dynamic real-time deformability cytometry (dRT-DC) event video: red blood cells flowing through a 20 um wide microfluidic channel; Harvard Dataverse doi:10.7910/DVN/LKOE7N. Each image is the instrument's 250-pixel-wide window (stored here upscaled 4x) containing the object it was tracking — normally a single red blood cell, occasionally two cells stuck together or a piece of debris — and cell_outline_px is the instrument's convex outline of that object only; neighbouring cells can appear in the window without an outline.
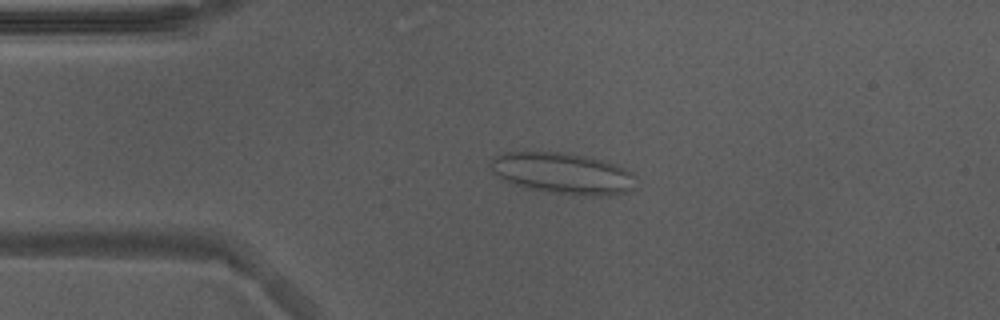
{"species": "Egyptian fruit bat (a non-hibernating species)", "species_latin": "Rousettus aegyptiacus", "temperature_condition": "warm", "stored_images_in_passage": 46, "camera_frame_rate_fps": 3000, "um_per_image_px": 0.085, "animal": {"sex": "male"}, "frame": {"image": 1, "passage_image": 5, "time_ms": 1.333, "image_size_px": [1000, 320], "cell_outline_px": [[636, 188], [628, 192], [612, 196], [588, 196], [548, 192], [524, 188], [492, 172], [488, 164], [500, 152], [560, 152], [604, 160], [616, 164], [636, 172]], "centroid_in_image_um": [47.93, 14.75], "position_along_channel_um": 37.1, "area_um2": 35.37}}
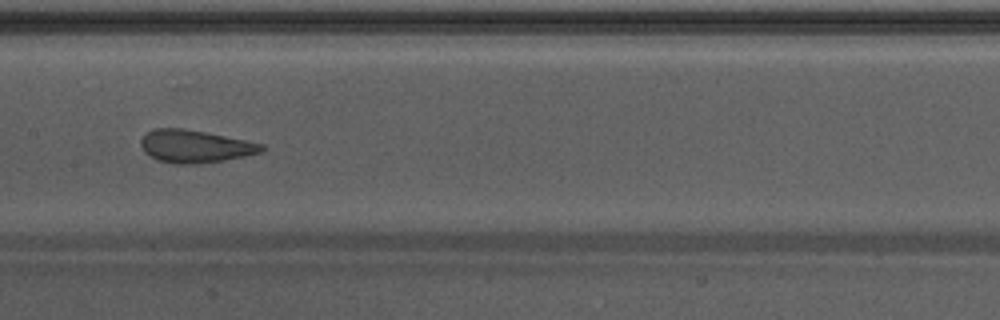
{"frame": {"image": 2, "passage_image": 19, "time_ms": 6.0, "image_size_px": [1000, 320], "cell_outline_px": [[268, 148], [260, 152], [244, 156], [224, 160], [192, 164], [176, 164], [160, 160], [144, 152], [140, 144], [140, 140], [148, 132], [156, 128], [180, 128], [204, 132], [264, 144]], "centroid_in_image_um": [16.59, 12.44], "position_along_channel_um": 190.8, "area_um2": 22.6}}
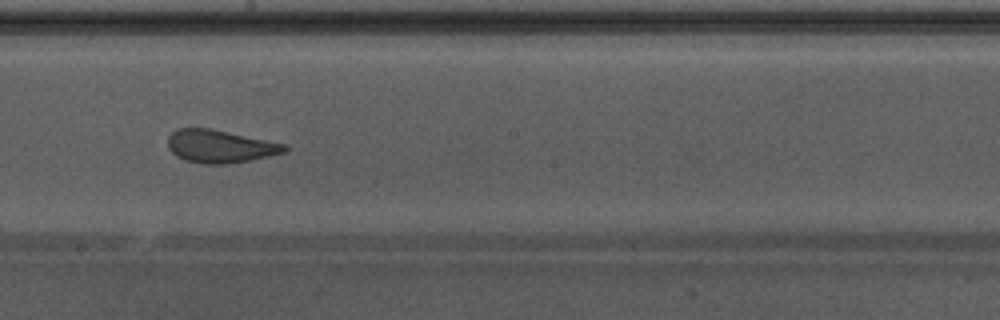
{"frame": {"image": 3, "passage_image": 22, "time_ms": 7.0, "image_size_px": [1000, 320], "cell_outline_px": [[288, 152], [228, 164], [200, 164], [184, 160], [176, 156], [168, 148], [168, 136], [176, 128], [212, 128], [288, 144]], "centroid_in_image_um": [18.71, 12.43], "position_along_channel_um": 229.5, "area_um2": 22.72}, "authors_computed_cell_mechanics": {"area_um2": 24.0159, "velocity_mm_per_s": 3.8906, "shape_relaxation_time_tau1_ms": null, "shape_relaxation_time_tau2_ms": 1.2546, "deformation_change_tau1": null, "deformation_change_tau2": 0.0875}}